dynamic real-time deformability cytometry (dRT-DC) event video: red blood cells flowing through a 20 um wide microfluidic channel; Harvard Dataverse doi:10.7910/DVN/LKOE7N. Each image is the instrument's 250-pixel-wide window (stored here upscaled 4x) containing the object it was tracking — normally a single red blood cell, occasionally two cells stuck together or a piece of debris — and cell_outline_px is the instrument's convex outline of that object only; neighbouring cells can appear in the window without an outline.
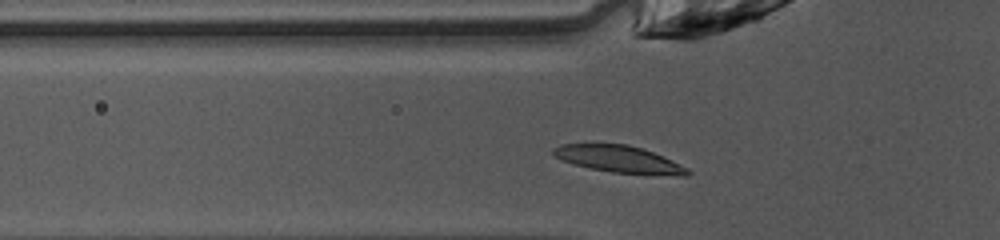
{"species": "common noctule bat (a hibernating species)", "species_latin": "Nyctalus noctula", "temperature_condition": "warm", "stored_images_in_passage": 44, "camera_frame_rate_fps": 3000, "um_per_image_px": 0.085, "animal": {"sex": "female", "body_mass_g": 10.0, "forearm_length_mm": 53.1}, "frame": {"image": 1, "passage_image": 11, "time_ms": 3.333, "image_size_px": [1000, 240], "cell_outline_px": [[692, 172], [688, 176], [680, 176], [612, 172], [592, 168], [560, 160], [552, 152], [552, 148], [560, 144], [628, 144], [652, 152], [688, 168]], "centroid_in_image_um": [52.63, 13.53], "position_along_channel_um": 73.2, "area_um2": 20.81}}
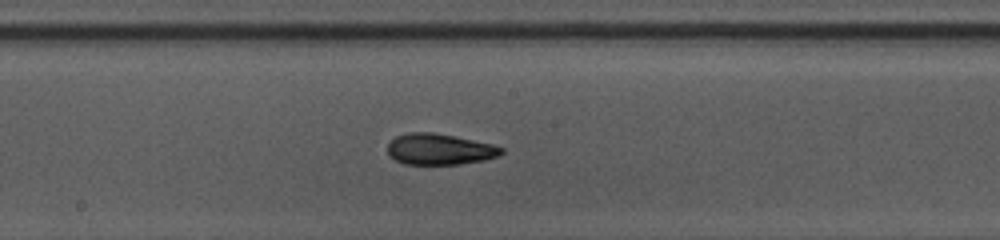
{"frame": {"image": 2, "passage_image": 21, "time_ms": 6.667, "image_size_px": [1000, 240], "cell_outline_px": [[504, 152], [500, 156], [484, 160], [460, 164], [404, 164], [388, 156], [388, 144], [396, 136], [408, 132], [432, 132], [492, 144], [504, 148]], "centroid_in_image_um": [37.36, 12.69], "position_along_channel_um": 210.8, "area_um2": 20.58}}
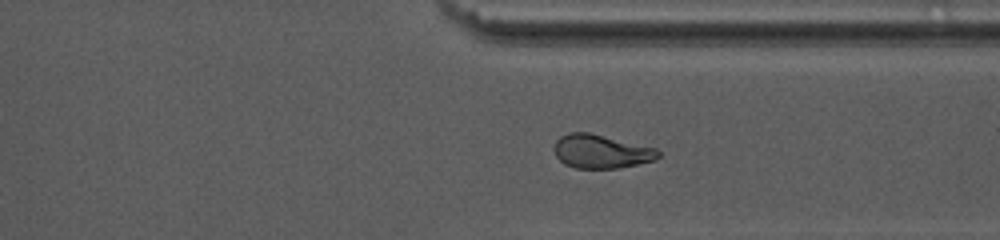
{"frame": {"image": 3, "passage_image": 32, "time_ms": 10.333, "image_size_px": [1000, 240], "cell_outline_px": [[660, 156], [656, 160], [620, 168], [576, 168], [564, 164], [556, 156], [552, 148], [556, 140], [560, 136], [568, 132], [588, 132], [656, 148], [660, 152]], "centroid_in_image_um": [51.07, 12.87], "position_along_channel_um": 360.3, "area_um2": 20.58}, "authors_computed_cell_mechanics": {"area_um2": 20.6346, "velocity_mm_per_s": 4.0806, "shape_relaxation_time_tau1_ms": 3.804, "shape_relaxation_time_tau2_ms": 2.6366, "deformation_change_tau1": 0.1549, "deformation_change_tau2": 0.1016}}